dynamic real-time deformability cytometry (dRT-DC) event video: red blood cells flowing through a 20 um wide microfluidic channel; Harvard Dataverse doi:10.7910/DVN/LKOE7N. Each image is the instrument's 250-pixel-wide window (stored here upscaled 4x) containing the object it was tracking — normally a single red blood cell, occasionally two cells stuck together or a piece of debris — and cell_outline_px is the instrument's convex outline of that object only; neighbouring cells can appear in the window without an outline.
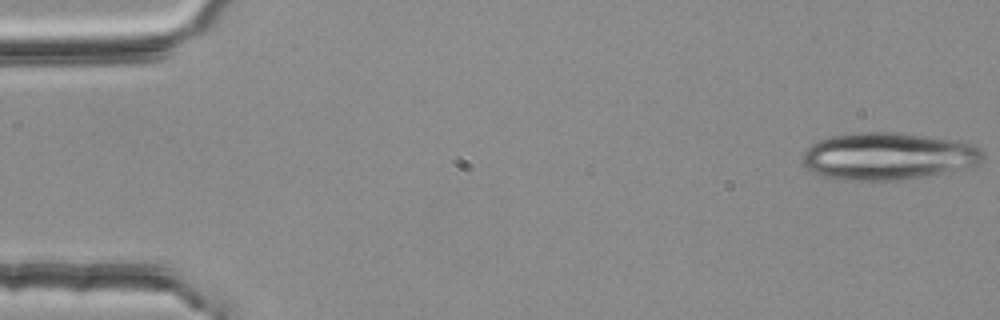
{"species": "common noctule bat (a hibernating species)", "species_latin": "Nyctalus noctula", "temperature_condition": "room temperature", "stored_images_in_passage": 15, "camera_frame_rate_fps": 3000, "um_per_image_px": 0.085, "animal": {"sex": "female", "body_mass_g": 25.1}, "frame": {"image": 1, "passage_image": 1, "time_ms": 0.0, "image_size_px": [1000, 320], "cell_outline_px": [[984, 156], [976, 164], [944, 172], [924, 176], [900, 180], [864, 180], [820, 176], [812, 172], [804, 164], [804, 152], [812, 144], [820, 140], [832, 136], [860, 132], [892, 132], [960, 140], [972, 144], [980, 148], [984, 152]], "centroid_in_image_um": [75.5, 13.26], "position_along_channel_um": 9.5, "area_um2": 49.01}}